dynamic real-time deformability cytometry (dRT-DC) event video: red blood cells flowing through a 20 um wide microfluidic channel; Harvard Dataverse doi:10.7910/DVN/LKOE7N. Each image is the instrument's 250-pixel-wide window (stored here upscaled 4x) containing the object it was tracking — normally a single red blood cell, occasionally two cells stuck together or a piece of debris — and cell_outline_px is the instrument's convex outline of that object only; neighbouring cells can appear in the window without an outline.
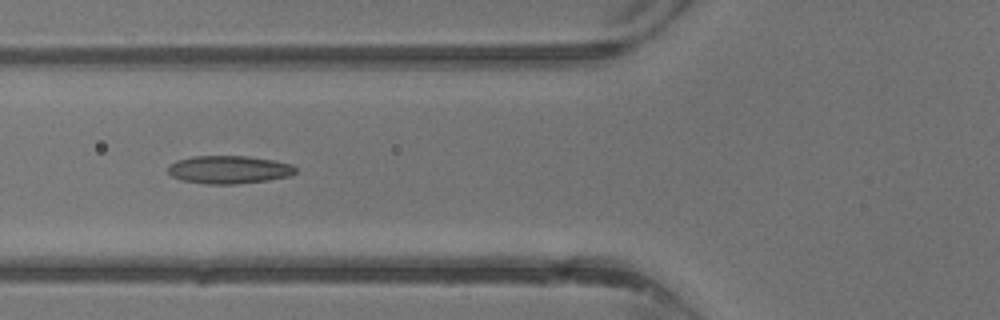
{"species": "common noctule bat (a hibernating species)", "species_latin": "Nyctalus noctula", "temperature_condition": "warm", "stored_images_in_passage": 20, "camera_frame_rate_fps": 3000, "um_per_image_px": 0.085, "animal": {"sex": "male", "body_mass_g": 13.3}, "frame": {"image": 1, "passage_image": 7, "time_ms": 2.0, "image_size_px": [1000, 320], "cell_outline_px": [[296, 172], [288, 176], [268, 180], [236, 184], [208, 184], [180, 180], [172, 176], [168, 172], [168, 164], [176, 160], [192, 156], [248, 156], [272, 160], [292, 164], [296, 168]], "centroid_in_image_um": [19.42, 14.41], "position_along_channel_um": 106.4, "area_um2": 20.87}}
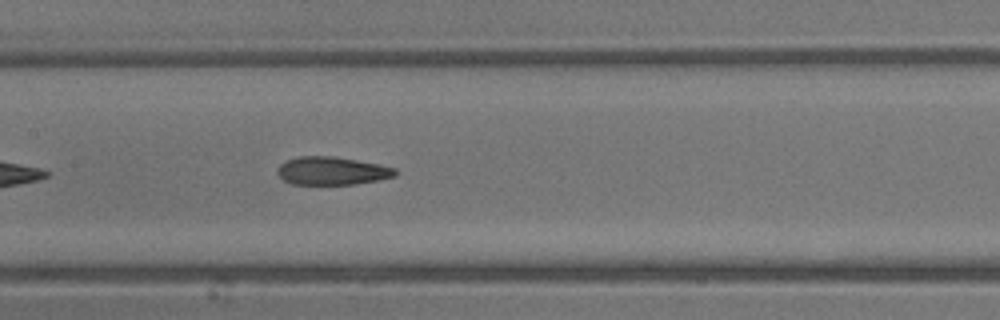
{"frame": {"image": 2, "passage_image": 11, "time_ms": 3.333, "image_size_px": [1000, 320], "cell_outline_px": [[400, 172], [396, 176], [380, 180], [356, 184], [292, 184], [284, 180], [276, 172], [276, 168], [280, 164], [296, 156], [332, 156], [380, 164], [396, 168]], "centroid_in_image_um": [28.26, 14.52], "position_along_channel_um": 179.1, "area_um2": 19.48}}
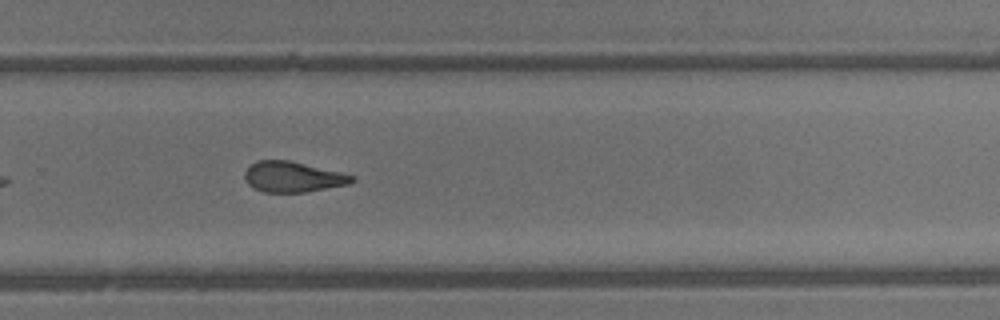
{"frame": {"image": 3, "passage_image": 18, "time_ms": 5.667, "image_size_px": [1000, 320], "cell_outline_px": [[356, 180], [348, 184], [304, 192], [264, 192], [252, 188], [248, 184], [244, 176], [244, 172], [256, 160], [288, 160], [340, 172], [356, 176]], "centroid_in_image_um": [24.87, 15.03], "position_along_channel_um": 304.9, "area_um2": 18.96}}